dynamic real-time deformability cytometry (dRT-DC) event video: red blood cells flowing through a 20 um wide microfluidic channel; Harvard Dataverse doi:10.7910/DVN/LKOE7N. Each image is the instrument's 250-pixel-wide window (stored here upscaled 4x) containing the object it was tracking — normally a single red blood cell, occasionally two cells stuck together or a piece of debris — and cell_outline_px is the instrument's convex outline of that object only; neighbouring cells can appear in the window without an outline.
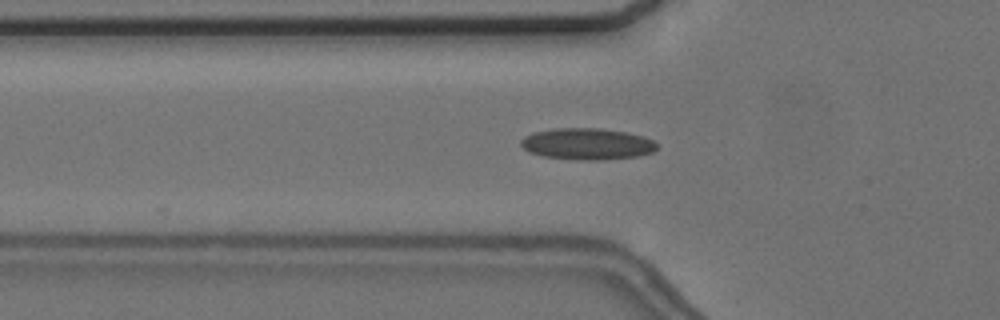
{"species": "common noctule bat (a hibernating species)", "species_latin": "Nyctalus noctula", "temperature_condition": "cold", "stored_images_in_passage": 32, "camera_frame_rate_fps": 3000, "um_per_image_px": 0.085, "animal": {"sex": "female", "body_mass_g": 24.6, "forearm_length_mm": 56.2}, "frame": {"image": 1, "passage_image": 2, "time_ms": 0.333, "image_size_px": [1000, 320], "cell_outline_px": [[656, 148], [652, 152], [636, 156], [604, 160], [580, 160], [544, 156], [528, 152], [520, 144], [520, 140], [524, 136], [532, 132], [552, 128], [600, 128], [624, 132], [644, 136], [652, 140], [656, 144]], "centroid_in_image_um": [49.86, 12.23], "position_along_channel_um": 75.9, "area_um2": 24.97}}
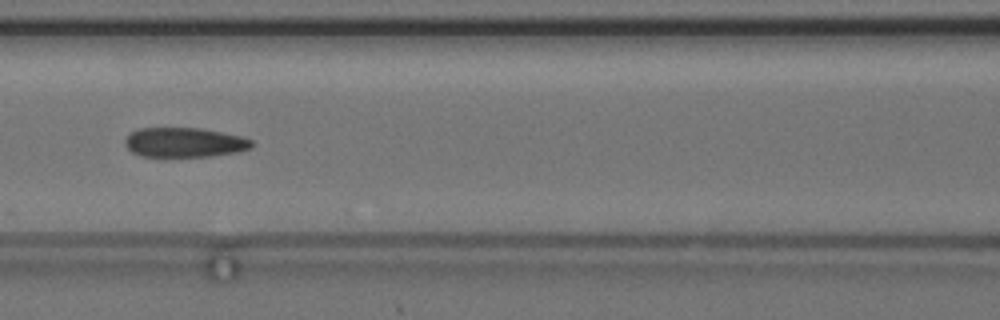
{"frame": {"image": 2, "passage_image": 8, "time_ms": 2.333, "image_size_px": [1000, 320], "cell_outline_px": [[252, 148], [236, 152], [208, 156], [140, 156], [132, 152], [124, 144], [124, 140], [132, 132], [140, 128], [200, 128], [240, 136], [252, 140]], "centroid_in_image_um": [15.66, 12.1], "position_along_channel_um": 150.9, "area_um2": 21.62}}
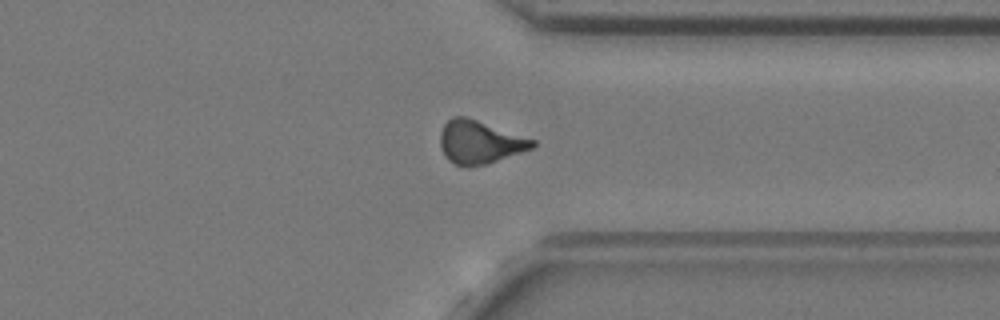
{"frame": {"image": 3, "passage_image": 26, "time_ms": 8.333, "image_size_px": [1000, 320], "cell_outline_px": [[536, 144], [532, 148], [488, 164], [456, 164], [448, 160], [444, 156], [440, 148], [440, 132], [444, 124], [452, 116], [464, 116], [536, 140]], "centroid_in_image_um": [40.75, 12.06], "position_along_channel_um": 370.6, "area_um2": 22.77}, "authors_computed_cell_mechanics": {"area_um2": 22.7732, "velocity_mm_per_s": 3.6865, "shape_relaxation_time_tau1_ms": null, "shape_relaxation_time_tau2_ms": 2.6135, "deformation_change_tau1": null, "deformation_change_tau2": 0.1061}}